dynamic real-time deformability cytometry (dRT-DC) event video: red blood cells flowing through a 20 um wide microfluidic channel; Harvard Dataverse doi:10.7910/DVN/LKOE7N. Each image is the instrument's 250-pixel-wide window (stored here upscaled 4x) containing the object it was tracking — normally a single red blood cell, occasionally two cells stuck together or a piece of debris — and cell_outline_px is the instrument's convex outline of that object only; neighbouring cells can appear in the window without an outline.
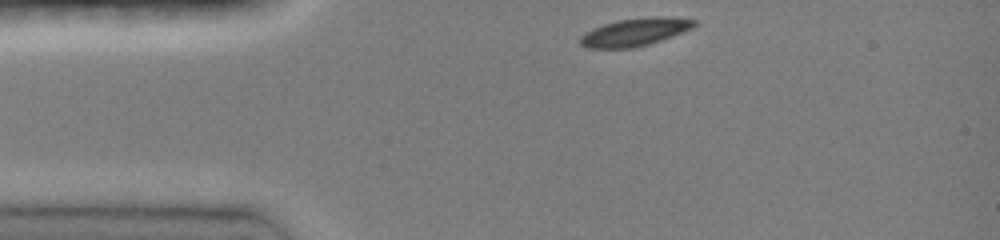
{"species": "common noctule bat (a hibernating species)", "species_latin": "Nyctalus noctula", "temperature_condition": "room temperature", "stored_images_in_passage": 33, "camera_frame_rate_fps": 3000, "um_per_image_px": 0.085, "animal": {"sex": "female", "body_mass_g": 19.0, "forearm_length_mm": 51.5}, "frame": {"image": 1, "passage_image": 1, "time_ms": 0.0, "image_size_px": [1000, 240], "cell_outline_px": [[696, 24], [692, 28], [672, 36], [648, 44], [632, 48], [588, 48], [580, 44], [580, 36], [592, 28], [616, 20], [656, 16], [696, 20]], "centroid_in_image_um": [53.93, 2.73], "position_along_channel_um": 31.1, "area_um2": 18.21}}
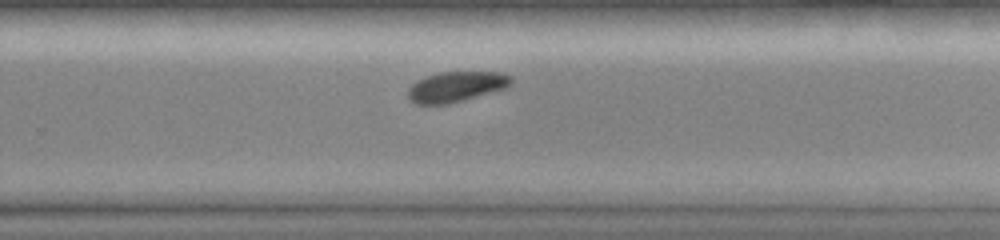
{"frame": {"image": 2, "passage_image": 23, "time_ms": 7.333, "image_size_px": [1000, 240], "cell_outline_px": [[512, 84], [504, 88], [448, 104], [416, 104], [408, 100], [408, 88], [412, 84], [428, 76], [440, 72], [500, 72], [512, 76]], "centroid_in_image_um": [38.76, 7.37], "position_along_channel_um": 291.0, "area_um2": 17.98}}
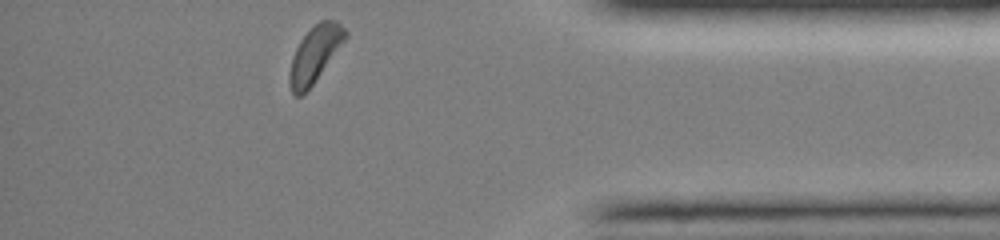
{"frame": {"image": 3, "passage_image": 33, "time_ms": 10.667, "image_size_px": [1000, 240], "cell_outline_px": [[348, 36], [312, 84], [300, 96], [296, 96], [292, 92], [288, 84], [288, 72], [292, 56], [300, 40], [320, 20], [336, 20], [348, 32]], "centroid_in_image_um": [26.74, 4.6], "position_along_channel_um": 408.5, "area_um2": 17.92}, "authors_computed_cell_mechanics": {"area_um2": 18.9006, "velocity_mm_per_s": 4.0508, "shape_relaxation_time_tau1_ms": 1.9281, "shape_relaxation_time_tau2_ms": null, "deformation_change_tau1": 0.0755, "deformation_change_tau2": null}}